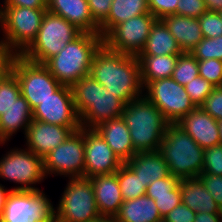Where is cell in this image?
Returning <instances> with one entry per match:
<instances>
[{
	"instance_id": "51",
	"label": "cell",
	"mask_w": 222,
	"mask_h": 222,
	"mask_svg": "<svg viewBox=\"0 0 222 222\" xmlns=\"http://www.w3.org/2000/svg\"><path fill=\"white\" fill-rule=\"evenodd\" d=\"M94 222H117L113 217H101L98 220H95Z\"/></svg>"
},
{
	"instance_id": "17",
	"label": "cell",
	"mask_w": 222,
	"mask_h": 222,
	"mask_svg": "<svg viewBox=\"0 0 222 222\" xmlns=\"http://www.w3.org/2000/svg\"><path fill=\"white\" fill-rule=\"evenodd\" d=\"M79 129L48 124L32 119L24 136L26 139L24 146L37 156L44 158L57 146L61 145L73 132Z\"/></svg>"
},
{
	"instance_id": "40",
	"label": "cell",
	"mask_w": 222,
	"mask_h": 222,
	"mask_svg": "<svg viewBox=\"0 0 222 222\" xmlns=\"http://www.w3.org/2000/svg\"><path fill=\"white\" fill-rule=\"evenodd\" d=\"M180 183V179L169 175L163 179H158L151 182L146 188V195L153 199V195L169 194L170 191L174 190Z\"/></svg>"
},
{
	"instance_id": "48",
	"label": "cell",
	"mask_w": 222,
	"mask_h": 222,
	"mask_svg": "<svg viewBox=\"0 0 222 222\" xmlns=\"http://www.w3.org/2000/svg\"><path fill=\"white\" fill-rule=\"evenodd\" d=\"M193 222H222V213H196Z\"/></svg>"
},
{
	"instance_id": "27",
	"label": "cell",
	"mask_w": 222,
	"mask_h": 222,
	"mask_svg": "<svg viewBox=\"0 0 222 222\" xmlns=\"http://www.w3.org/2000/svg\"><path fill=\"white\" fill-rule=\"evenodd\" d=\"M182 50L167 26L157 19L151 27L146 44L138 56L180 55Z\"/></svg>"
},
{
	"instance_id": "12",
	"label": "cell",
	"mask_w": 222,
	"mask_h": 222,
	"mask_svg": "<svg viewBox=\"0 0 222 222\" xmlns=\"http://www.w3.org/2000/svg\"><path fill=\"white\" fill-rule=\"evenodd\" d=\"M143 91V95L158 107L168 123H177L196 108L185 87L172 77L153 80Z\"/></svg>"
},
{
	"instance_id": "5",
	"label": "cell",
	"mask_w": 222,
	"mask_h": 222,
	"mask_svg": "<svg viewBox=\"0 0 222 222\" xmlns=\"http://www.w3.org/2000/svg\"><path fill=\"white\" fill-rule=\"evenodd\" d=\"M158 151L172 176L184 180L202 174L205 149L177 123H168Z\"/></svg>"
},
{
	"instance_id": "9",
	"label": "cell",
	"mask_w": 222,
	"mask_h": 222,
	"mask_svg": "<svg viewBox=\"0 0 222 222\" xmlns=\"http://www.w3.org/2000/svg\"><path fill=\"white\" fill-rule=\"evenodd\" d=\"M11 71L32 110L62 86L44 64L28 61L21 55L14 56Z\"/></svg>"
},
{
	"instance_id": "2",
	"label": "cell",
	"mask_w": 222,
	"mask_h": 222,
	"mask_svg": "<svg viewBox=\"0 0 222 222\" xmlns=\"http://www.w3.org/2000/svg\"><path fill=\"white\" fill-rule=\"evenodd\" d=\"M81 127L95 128L106 120L120 118L126 103L113 95L92 76L87 75L71 86Z\"/></svg>"
},
{
	"instance_id": "18",
	"label": "cell",
	"mask_w": 222,
	"mask_h": 222,
	"mask_svg": "<svg viewBox=\"0 0 222 222\" xmlns=\"http://www.w3.org/2000/svg\"><path fill=\"white\" fill-rule=\"evenodd\" d=\"M203 149L220 144L218 120L196 107L177 122Z\"/></svg>"
},
{
	"instance_id": "25",
	"label": "cell",
	"mask_w": 222,
	"mask_h": 222,
	"mask_svg": "<svg viewBox=\"0 0 222 222\" xmlns=\"http://www.w3.org/2000/svg\"><path fill=\"white\" fill-rule=\"evenodd\" d=\"M180 192L182 203L195 213H222L198 177L180 180Z\"/></svg>"
},
{
	"instance_id": "14",
	"label": "cell",
	"mask_w": 222,
	"mask_h": 222,
	"mask_svg": "<svg viewBox=\"0 0 222 222\" xmlns=\"http://www.w3.org/2000/svg\"><path fill=\"white\" fill-rule=\"evenodd\" d=\"M157 18L151 13L132 17L116 25L104 38L103 44L112 51L138 56L143 50L151 27Z\"/></svg>"
},
{
	"instance_id": "21",
	"label": "cell",
	"mask_w": 222,
	"mask_h": 222,
	"mask_svg": "<svg viewBox=\"0 0 222 222\" xmlns=\"http://www.w3.org/2000/svg\"><path fill=\"white\" fill-rule=\"evenodd\" d=\"M94 129L101 135L123 163L136 155L129 129L122 117L103 121Z\"/></svg>"
},
{
	"instance_id": "8",
	"label": "cell",
	"mask_w": 222,
	"mask_h": 222,
	"mask_svg": "<svg viewBox=\"0 0 222 222\" xmlns=\"http://www.w3.org/2000/svg\"><path fill=\"white\" fill-rule=\"evenodd\" d=\"M55 207L56 222H94L101 218L88 177H70Z\"/></svg>"
},
{
	"instance_id": "28",
	"label": "cell",
	"mask_w": 222,
	"mask_h": 222,
	"mask_svg": "<svg viewBox=\"0 0 222 222\" xmlns=\"http://www.w3.org/2000/svg\"><path fill=\"white\" fill-rule=\"evenodd\" d=\"M146 13H150L148 0H113L107 19L100 25V35L104 38L116 25Z\"/></svg>"
},
{
	"instance_id": "4",
	"label": "cell",
	"mask_w": 222,
	"mask_h": 222,
	"mask_svg": "<svg viewBox=\"0 0 222 222\" xmlns=\"http://www.w3.org/2000/svg\"><path fill=\"white\" fill-rule=\"evenodd\" d=\"M102 44L100 34L82 32L44 65L61 85L71 87L90 74L92 59Z\"/></svg>"
},
{
	"instance_id": "10",
	"label": "cell",
	"mask_w": 222,
	"mask_h": 222,
	"mask_svg": "<svg viewBox=\"0 0 222 222\" xmlns=\"http://www.w3.org/2000/svg\"><path fill=\"white\" fill-rule=\"evenodd\" d=\"M0 178L20 185L11 190H41L35 184L46 179L43 158L26 148H12L0 158Z\"/></svg>"
},
{
	"instance_id": "24",
	"label": "cell",
	"mask_w": 222,
	"mask_h": 222,
	"mask_svg": "<svg viewBox=\"0 0 222 222\" xmlns=\"http://www.w3.org/2000/svg\"><path fill=\"white\" fill-rule=\"evenodd\" d=\"M125 163L139 175L146 188L151 182L171 175L168 164L159 151L136 153Z\"/></svg>"
},
{
	"instance_id": "33",
	"label": "cell",
	"mask_w": 222,
	"mask_h": 222,
	"mask_svg": "<svg viewBox=\"0 0 222 222\" xmlns=\"http://www.w3.org/2000/svg\"><path fill=\"white\" fill-rule=\"evenodd\" d=\"M197 60L217 59L222 61V36L204 38L190 52Z\"/></svg>"
},
{
	"instance_id": "6",
	"label": "cell",
	"mask_w": 222,
	"mask_h": 222,
	"mask_svg": "<svg viewBox=\"0 0 222 222\" xmlns=\"http://www.w3.org/2000/svg\"><path fill=\"white\" fill-rule=\"evenodd\" d=\"M47 9L0 4V44L14 55H21L34 41Z\"/></svg>"
},
{
	"instance_id": "13",
	"label": "cell",
	"mask_w": 222,
	"mask_h": 222,
	"mask_svg": "<svg viewBox=\"0 0 222 222\" xmlns=\"http://www.w3.org/2000/svg\"><path fill=\"white\" fill-rule=\"evenodd\" d=\"M46 177H82L85 170L84 128L73 132L43 158Z\"/></svg>"
},
{
	"instance_id": "15",
	"label": "cell",
	"mask_w": 222,
	"mask_h": 222,
	"mask_svg": "<svg viewBox=\"0 0 222 222\" xmlns=\"http://www.w3.org/2000/svg\"><path fill=\"white\" fill-rule=\"evenodd\" d=\"M32 112L35 120L68 128H81L70 86L62 85L51 97L38 104Z\"/></svg>"
},
{
	"instance_id": "1",
	"label": "cell",
	"mask_w": 222,
	"mask_h": 222,
	"mask_svg": "<svg viewBox=\"0 0 222 222\" xmlns=\"http://www.w3.org/2000/svg\"><path fill=\"white\" fill-rule=\"evenodd\" d=\"M89 75L126 104L143 96L137 56L109 50L102 44L94 54Z\"/></svg>"
},
{
	"instance_id": "44",
	"label": "cell",
	"mask_w": 222,
	"mask_h": 222,
	"mask_svg": "<svg viewBox=\"0 0 222 222\" xmlns=\"http://www.w3.org/2000/svg\"><path fill=\"white\" fill-rule=\"evenodd\" d=\"M94 21L100 26L108 17L113 0H87Z\"/></svg>"
},
{
	"instance_id": "30",
	"label": "cell",
	"mask_w": 222,
	"mask_h": 222,
	"mask_svg": "<svg viewBox=\"0 0 222 222\" xmlns=\"http://www.w3.org/2000/svg\"><path fill=\"white\" fill-rule=\"evenodd\" d=\"M118 183L124 201L138 198L146 193V187L139 175H136L126 163L118 169Z\"/></svg>"
},
{
	"instance_id": "41",
	"label": "cell",
	"mask_w": 222,
	"mask_h": 222,
	"mask_svg": "<svg viewBox=\"0 0 222 222\" xmlns=\"http://www.w3.org/2000/svg\"><path fill=\"white\" fill-rule=\"evenodd\" d=\"M198 178L207 191L212 195L215 202L222 210V176L213 174H201Z\"/></svg>"
},
{
	"instance_id": "31",
	"label": "cell",
	"mask_w": 222,
	"mask_h": 222,
	"mask_svg": "<svg viewBox=\"0 0 222 222\" xmlns=\"http://www.w3.org/2000/svg\"><path fill=\"white\" fill-rule=\"evenodd\" d=\"M199 76L198 60L190 53L183 52L178 55L172 78L182 86Z\"/></svg>"
},
{
	"instance_id": "42",
	"label": "cell",
	"mask_w": 222,
	"mask_h": 222,
	"mask_svg": "<svg viewBox=\"0 0 222 222\" xmlns=\"http://www.w3.org/2000/svg\"><path fill=\"white\" fill-rule=\"evenodd\" d=\"M206 11L204 0H179L176 6V14L186 17L199 18Z\"/></svg>"
},
{
	"instance_id": "45",
	"label": "cell",
	"mask_w": 222,
	"mask_h": 222,
	"mask_svg": "<svg viewBox=\"0 0 222 222\" xmlns=\"http://www.w3.org/2000/svg\"><path fill=\"white\" fill-rule=\"evenodd\" d=\"M195 216L196 213L192 209L181 203L166 214L163 218V222H193Z\"/></svg>"
},
{
	"instance_id": "20",
	"label": "cell",
	"mask_w": 222,
	"mask_h": 222,
	"mask_svg": "<svg viewBox=\"0 0 222 222\" xmlns=\"http://www.w3.org/2000/svg\"><path fill=\"white\" fill-rule=\"evenodd\" d=\"M47 10L74 24L82 32L100 34L87 0H47Z\"/></svg>"
},
{
	"instance_id": "38",
	"label": "cell",
	"mask_w": 222,
	"mask_h": 222,
	"mask_svg": "<svg viewBox=\"0 0 222 222\" xmlns=\"http://www.w3.org/2000/svg\"><path fill=\"white\" fill-rule=\"evenodd\" d=\"M155 204L162 218L166 216L170 211H172L176 206L182 203L180 183L179 185L169 194L153 195Z\"/></svg>"
},
{
	"instance_id": "22",
	"label": "cell",
	"mask_w": 222,
	"mask_h": 222,
	"mask_svg": "<svg viewBox=\"0 0 222 222\" xmlns=\"http://www.w3.org/2000/svg\"><path fill=\"white\" fill-rule=\"evenodd\" d=\"M32 119V109L27 100L20 95L15 103L0 115V145L8 143L20 129L24 130L25 136Z\"/></svg>"
},
{
	"instance_id": "50",
	"label": "cell",
	"mask_w": 222,
	"mask_h": 222,
	"mask_svg": "<svg viewBox=\"0 0 222 222\" xmlns=\"http://www.w3.org/2000/svg\"><path fill=\"white\" fill-rule=\"evenodd\" d=\"M204 5L209 12L222 11V0H204Z\"/></svg>"
},
{
	"instance_id": "47",
	"label": "cell",
	"mask_w": 222,
	"mask_h": 222,
	"mask_svg": "<svg viewBox=\"0 0 222 222\" xmlns=\"http://www.w3.org/2000/svg\"><path fill=\"white\" fill-rule=\"evenodd\" d=\"M3 6L47 9V0H4Z\"/></svg>"
},
{
	"instance_id": "43",
	"label": "cell",
	"mask_w": 222,
	"mask_h": 222,
	"mask_svg": "<svg viewBox=\"0 0 222 222\" xmlns=\"http://www.w3.org/2000/svg\"><path fill=\"white\" fill-rule=\"evenodd\" d=\"M179 0H148V8L157 19L176 14V6Z\"/></svg>"
},
{
	"instance_id": "49",
	"label": "cell",
	"mask_w": 222,
	"mask_h": 222,
	"mask_svg": "<svg viewBox=\"0 0 222 222\" xmlns=\"http://www.w3.org/2000/svg\"><path fill=\"white\" fill-rule=\"evenodd\" d=\"M10 192L11 189H6L4 185L0 184V221L2 219L6 200Z\"/></svg>"
},
{
	"instance_id": "3",
	"label": "cell",
	"mask_w": 222,
	"mask_h": 222,
	"mask_svg": "<svg viewBox=\"0 0 222 222\" xmlns=\"http://www.w3.org/2000/svg\"><path fill=\"white\" fill-rule=\"evenodd\" d=\"M136 153L158 151L168 122L144 95L126 104L122 115Z\"/></svg>"
},
{
	"instance_id": "16",
	"label": "cell",
	"mask_w": 222,
	"mask_h": 222,
	"mask_svg": "<svg viewBox=\"0 0 222 222\" xmlns=\"http://www.w3.org/2000/svg\"><path fill=\"white\" fill-rule=\"evenodd\" d=\"M85 170L84 176L112 174L123 162L94 128H84Z\"/></svg>"
},
{
	"instance_id": "34",
	"label": "cell",
	"mask_w": 222,
	"mask_h": 222,
	"mask_svg": "<svg viewBox=\"0 0 222 222\" xmlns=\"http://www.w3.org/2000/svg\"><path fill=\"white\" fill-rule=\"evenodd\" d=\"M184 87L194 105L200 107L215 86L199 75Z\"/></svg>"
},
{
	"instance_id": "52",
	"label": "cell",
	"mask_w": 222,
	"mask_h": 222,
	"mask_svg": "<svg viewBox=\"0 0 222 222\" xmlns=\"http://www.w3.org/2000/svg\"><path fill=\"white\" fill-rule=\"evenodd\" d=\"M219 132H220V144H222V120H218Z\"/></svg>"
},
{
	"instance_id": "35",
	"label": "cell",
	"mask_w": 222,
	"mask_h": 222,
	"mask_svg": "<svg viewBox=\"0 0 222 222\" xmlns=\"http://www.w3.org/2000/svg\"><path fill=\"white\" fill-rule=\"evenodd\" d=\"M199 75L213 84L222 86V61L217 59L198 60Z\"/></svg>"
},
{
	"instance_id": "32",
	"label": "cell",
	"mask_w": 222,
	"mask_h": 222,
	"mask_svg": "<svg viewBox=\"0 0 222 222\" xmlns=\"http://www.w3.org/2000/svg\"><path fill=\"white\" fill-rule=\"evenodd\" d=\"M21 95L16 75L10 71L0 81V115L2 111L10 108Z\"/></svg>"
},
{
	"instance_id": "36",
	"label": "cell",
	"mask_w": 222,
	"mask_h": 222,
	"mask_svg": "<svg viewBox=\"0 0 222 222\" xmlns=\"http://www.w3.org/2000/svg\"><path fill=\"white\" fill-rule=\"evenodd\" d=\"M198 19L204 38L222 36V19L219 12L206 11Z\"/></svg>"
},
{
	"instance_id": "46",
	"label": "cell",
	"mask_w": 222,
	"mask_h": 222,
	"mask_svg": "<svg viewBox=\"0 0 222 222\" xmlns=\"http://www.w3.org/2000/svg\"><path fill=\"white\" fill-rule=\"evenodd\" d=\"M14 54L0 44V81L11 71Z\"/></svg>"
},
{
	"instance_id": "39",
	"label": "cell",
	"mask_w": 222,
	"mask_h": 222,
	"mask_svg": "<svg viewBox=\"0 0 222 222\" xmlns=\"http://www.w3.org/2000/svg\"><path fill=\"white\" fill-rule=\"evenodd\" d=\"M200 107L215 120H222V86L214 87Z\"/></svg>"
},
{
	"instance_id": "11",
	"label": "cell",
	"mask_w": 222,
	"mask_h": 222,
	"mask_svg": "<svg viewBox=\"0 0 222 222\" xmlns=\"http://www.w3.org/2000/svg\"><path fill=\"white\" fill-rule=\"evenodd\" d=\"M0 222H56L55 207L43 190H11Z\"/></svg>"
},
{
	"instance_id": "26",
	"label": "cell",
	"mask_w": 222,
	"mask_h": 222,
	"mask_svg": "<svg viewBox=\"0 0 222 222\" xmlns=\"http://www.w3.org/2000/svg\"><path fill=\"white\" fill-rule=\"evenodd\" d=\"M117 222H162L155 200L146 194L122 203L114 216Z\"/></svg>"
},
{
	"instance_id": "7",
	"label": "cell",
	"mask_w": 222,
	"mask_h": 222,
	"mask_svg": "<svg viewBox=\"0 0 222 222\" xmlns=\"http://www.w3.org/2000/svg\"><path fill=\"white\" fill-rule=\"evenodd\" d=\"M81 33L74 24L47 10L36 38L21 56L28 61L45 64Z\"/></svg>"
},
{
	"instance_id": "29",
	"label": "cell",
	"mask_w": 222,
	"mask_h": 222,
	"mask_svg": "<svg viewBox=\"0 0 222 222\" xmlns=\"http://www.w3.org/2000/svg\"><path fill=\"white\" fill-rule=\"evenodd\" d=\"M143 88L153 80L170 78L178 55L137 56Z\"/></svg>"
},
{
	"instance_id": "23",
	"label": "cell",
	"mask_w": 222,
	"mask_h": 222,
	"mask_svg": "<svg viewBox=\"0 0 222 222\" xmlns=\"http://www.w3.org/2000/svg\"><path fill=\"white\" fill-rule=\"evenodd\" d=\"M177 41L182 52H191L203 39L199 19L171 14L161 19Z\"/></svg>"
},
{
	"instance_id": "37",
	"label": "cell",
	"mask_w": 222,
	"mask_h": 222,
	"mask_svg": "<svg viewBox=\"0 0 222 222\" xmlns=\"http://www.w3.org/2000/svg\"><path fill=\"white\" fill-rule=\"evenodd\" d=\"M202 174L222 176V144L205 149Z\"/></svg>"
},
{
	"instance_id": "19",
	"label": "cell",
	"mask_w": 222,
	"mask_h": 222,
	"mask_svg": "<svg viewBox=\"0 0 222 222\" xmlns=\"http://www.w3.org/2000/svg\"><path fill=\"white\" fill-rule=\"evenodd\" d=\"M90 179L101 217L114 218L124 202L118 183V171L112 174L93 176Z\"/></svg>"
}]
</instances>
